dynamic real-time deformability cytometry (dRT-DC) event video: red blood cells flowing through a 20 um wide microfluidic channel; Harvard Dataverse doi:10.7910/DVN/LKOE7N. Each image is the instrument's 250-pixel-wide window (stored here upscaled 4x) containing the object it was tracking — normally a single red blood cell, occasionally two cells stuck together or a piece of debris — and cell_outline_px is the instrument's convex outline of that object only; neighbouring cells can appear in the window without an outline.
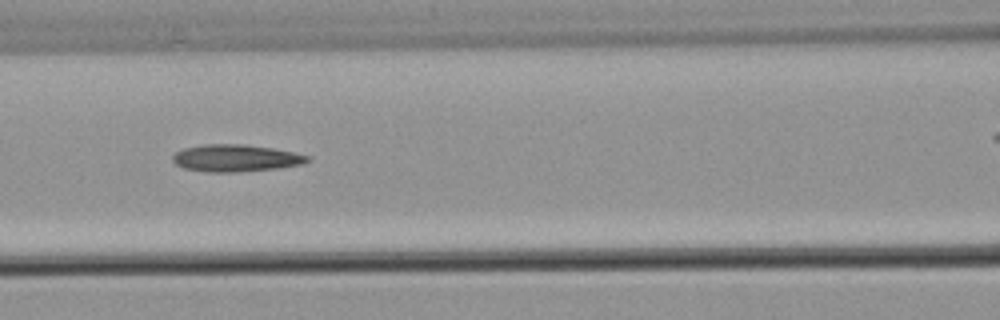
{"species": "common noctule bat (a hibernating species)", "species_latin": "Nyctalus noctula", "temperature_condition": "warm", "stored_images_in_passage": 9, "camera_frame_rate_fps": 3000, "um_per_image_px": 0.085, "animal": {"sex": "male", "body_mass_g": 21.5, "forearm_length_mm": 52.0}, "frame": {"image": 1, "passage_image": 6, "time_ms": 9.333, "image_size_px": [1000, 320], "cell_outline_px": [[312, 160], [304, 164], [280, 168], [236, 172], [208, 172], [184, 168], [176, 164], [172, 160], [172, 156], [176, 152], [184, 148], [204, 144], [244, 144], [272, 148], [292, 152], [308, 156]], "centroid_in_image_um": [20.05, 13.44], "position_along_channel_um": 146.6, "area_um2": 21.33}}